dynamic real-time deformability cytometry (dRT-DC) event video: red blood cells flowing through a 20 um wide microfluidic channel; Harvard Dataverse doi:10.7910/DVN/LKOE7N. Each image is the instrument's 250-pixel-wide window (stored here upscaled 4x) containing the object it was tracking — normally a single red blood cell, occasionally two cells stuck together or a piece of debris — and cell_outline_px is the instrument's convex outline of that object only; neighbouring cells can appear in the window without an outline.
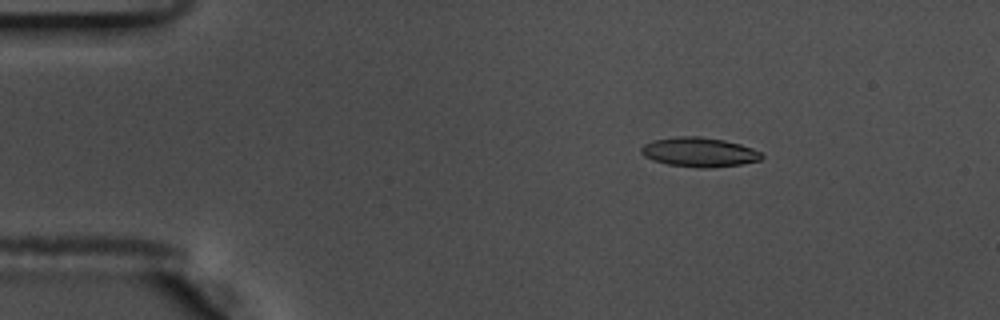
{"species": "common noctule bat (a hibernating species)", "species_latin": "Nyctalus noctula", "temperature_condition": "warm", "stored_images_in_passage": 56, "camera_frame_rate_fps": 3000, "um_per_image_px": 0.085, "animal": {"sex": "male", "body_mass_g": 17.5, "forearm_length_mm": 52.3}, "frame": {"image": 1, "passage_image": 9, "time_ms": 2.667, "image_size_px": [1000, 320], "cell_outline_px": [[764, 156], [760, 160], [740, 164], [712, 168], [700, 168], [668, 164], [652, 160], [644, 156], [640, 152], [640, 148], [644, 144], [652, 140], [676, 136], [700, 136], [724, 140], [740, 144], [752, 148], [760, 152]], "centroid_in_image_um": [59.41, 12.92], "position_along_channel_um": 25.6, "area_um2": 20.75}}
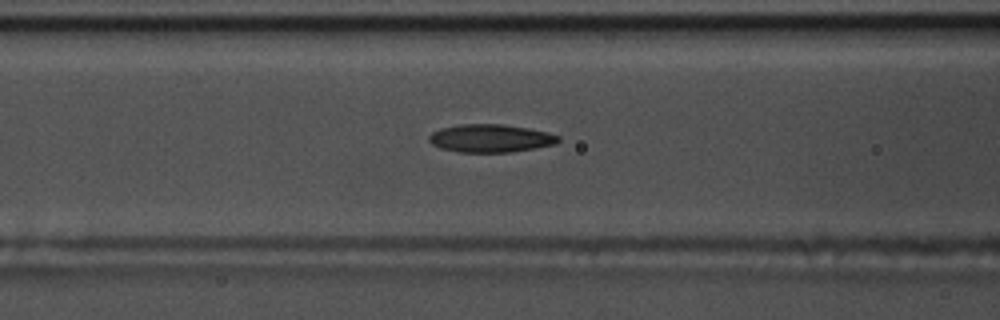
{"frame": {"image": 2, "passage_image": 23, "time_ms": 7.333, "image_size_px": [1000, 320], "cell_outline_px": [[560, 140], [556, 144], [512, 152], [460, 152], [440, 148], [432, 144], [428, 140], [428, 136], [432, 132], [440, 128], [460, 124], [500, 124], [528, 128], [548, 132], [560, 136]], "centroid_in_image_um": [41.69, 11.75], "position_along_channel_um": 124.9, "area_um2": 21.15}}
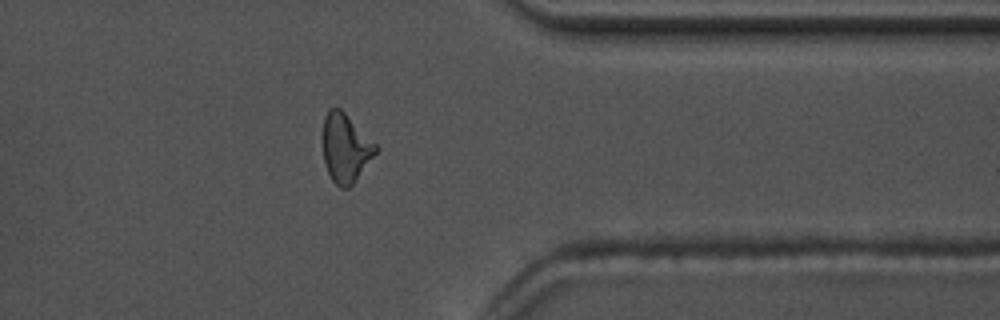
{"frame": {"image": 3, "passage_image": 45, "time_ms": 14.667, "image_size_px": [1000, 320], "cell_outline_px": [[380, 148], [352, 184], [348, 188], [340, 188], [332, 180], [328, 172], [324, 160], [324, 116], [328, 108], [340, 108]], "centroid_in_image_um": [29.38, 12.58], "position_along_channel_um": 382.0, "area_um2": 20.75}, "authors_computed_cell_mechanics": {"area_um2": 20.7502, "velocity_mm_per_s": 3.6454, "shape_relaxation_time_tau1_ms": 5.6066, "shape_relaxation_time_tau2_ms": 3.6035, "deformation_change_tau1": 0.1818, "deformation_change_tau2": 0.1166}}